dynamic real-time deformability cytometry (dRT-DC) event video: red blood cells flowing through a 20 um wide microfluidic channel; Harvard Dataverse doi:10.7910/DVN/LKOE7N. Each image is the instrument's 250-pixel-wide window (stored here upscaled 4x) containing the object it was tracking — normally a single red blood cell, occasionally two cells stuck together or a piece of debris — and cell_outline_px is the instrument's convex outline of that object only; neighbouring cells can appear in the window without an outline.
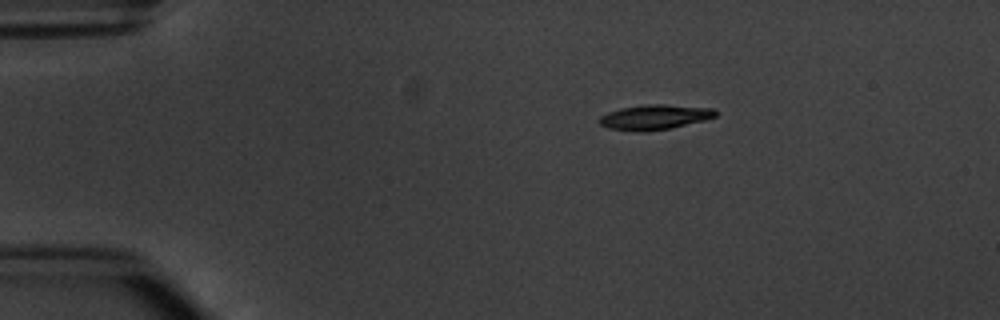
{"species": "common noctule bat (a hibernating species)", "species_latin": "Nyctalus noctula", "temperature_condition": "warm", "stored_images_in_passage": 4, "camera_frame_rate_fps": 3000, "um_per_image_px": 0.085, "animal": {"sex": "male", "body_mass_g": 20.1, "forearm_length_mm": 53.5}, "frame": {"image": 1, "passage_image": 1, "time_ms": 0.0, "image_size_px": [1000, 320], "cell_outline_px": [[716, 116], [704, 120], [668, 128], [644, 132], [636, 132], [608, 128], [600, 124], [600, 116], [608, 112], [620, 108], [644, 104], [664, 104], [712, 108], [716, 112]], "centroid_in_image_um": [55.6, 9.95], "position_along_channel_um": 29.4, "area_um2": 16.76}}
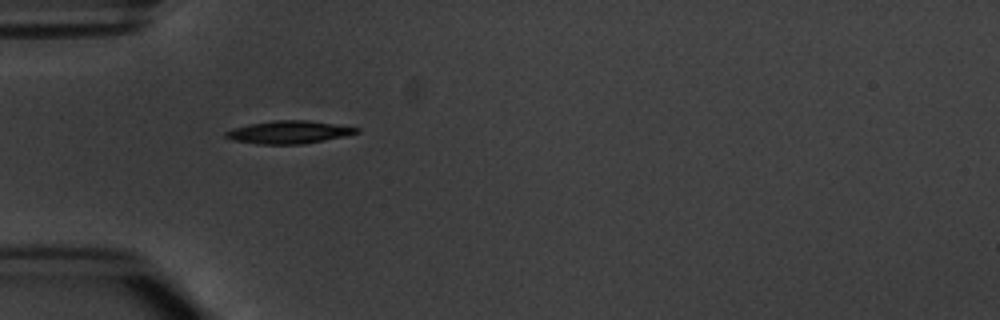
{"frame": {"image": 2, "passage_image": 3, "time_ms": 2.333, "image_size_px": [1000, 320], "cell_outline_px": [[360, 132], [344, 136], [304, 144], [256, 144], [232, 140], [224, 136], [224, 132], [232, 128], [248, 124], [276, 120], [308, 120], [360, 128]], "centroid_in_image_um": [24.51, 11.23], "position_along_channel_um": 60.5, "area_um2": 17.4}}